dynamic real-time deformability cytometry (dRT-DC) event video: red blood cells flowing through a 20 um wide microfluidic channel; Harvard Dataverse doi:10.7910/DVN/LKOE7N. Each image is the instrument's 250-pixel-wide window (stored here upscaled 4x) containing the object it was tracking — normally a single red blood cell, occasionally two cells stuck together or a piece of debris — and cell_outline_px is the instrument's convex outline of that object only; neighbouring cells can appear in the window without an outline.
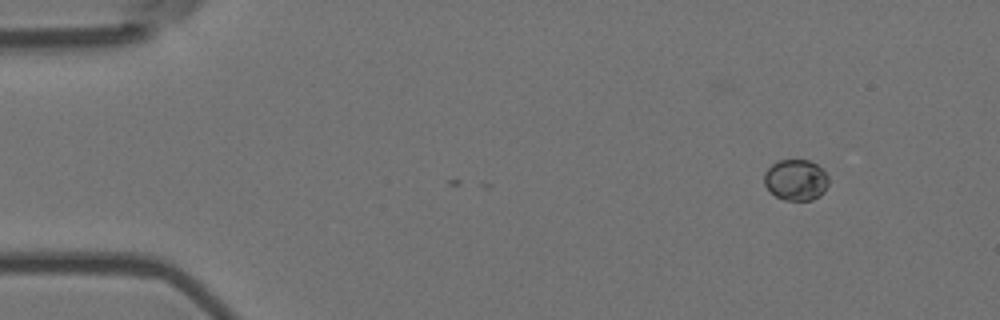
{"species": "Egyptian fruit bat (a non-hibernating species)", "species_latin": "Rousettus aegyptiacus", "temperature_condition": "room temperature", "stored_images_in_passage": 4, "camera_frame_rate_fps": 3000, "um_per_image_px": 0.085, "animal": {"sex": "female"}, "frame": {"image": 1, "passage_image": 1, "time_ms": 0.0, "image_size_px": [1000, 320], "cell_outline_px": [[828, 184], [824, 192], [820, 196], [812, 200], [784, 200], [776, 196], [764, 184], [764, 172], [772, 164], [780, 160], [808, 160], [816, 164], [828, 176]], "centroid_in_image_um": [67.65, 15.3], "position_along_channel_um": 17.3, "area_um2": 15.32}}